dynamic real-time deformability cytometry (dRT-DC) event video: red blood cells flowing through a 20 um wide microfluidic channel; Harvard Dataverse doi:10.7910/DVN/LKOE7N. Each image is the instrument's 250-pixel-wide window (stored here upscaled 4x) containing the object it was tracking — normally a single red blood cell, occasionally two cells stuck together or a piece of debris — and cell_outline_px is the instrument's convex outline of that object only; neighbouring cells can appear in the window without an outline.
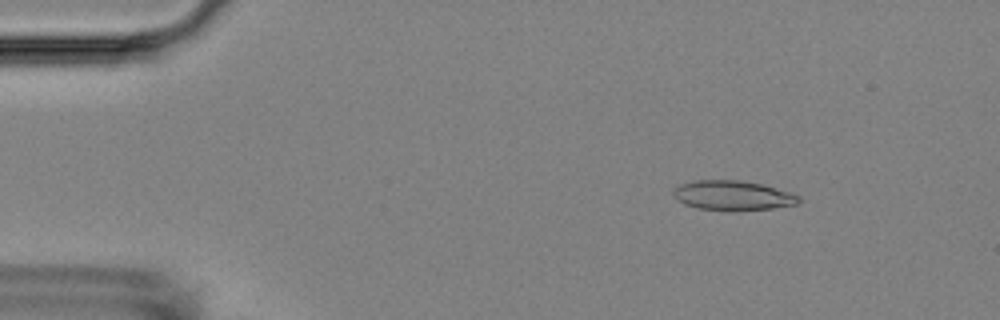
{"species": "Egyptian fruit bat (a non-hibernating species)", "species_latin": "Rousettus aegyptiacus", "temperature_condition": "room temperature", "stored_images_in_passage": 6, "camera_frame_rate_fps": 3000, "um_per_image_px": 0.085, "animal": {"sex": "female"}, "frame": {"image": 1, "passage_image": 3, "time_ms": 2.333, "image_size_px": [1000, 320], "cell_outline_px": [[800, 200], [796, 204], [772, 208], [740, 212], [736, 212], [696, 208], [684, 204], [672, 192], [680, 184], [696, 180], [740, 180], [760, 184], [788, 192], [800, 196]], "centroid_in_image_um": [62.28, 16.64], "position_along_channel_um": 22.7, "area_um2": 21.68}}